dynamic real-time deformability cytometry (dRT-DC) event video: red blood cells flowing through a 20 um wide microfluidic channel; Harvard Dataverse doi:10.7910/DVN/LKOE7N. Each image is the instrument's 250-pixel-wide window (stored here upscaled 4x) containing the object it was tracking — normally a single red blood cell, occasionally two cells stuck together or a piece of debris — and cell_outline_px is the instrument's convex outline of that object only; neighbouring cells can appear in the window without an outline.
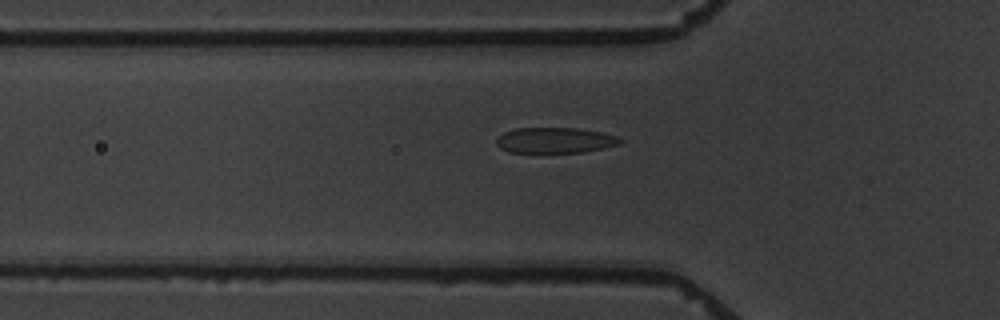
{"species": "common noctule bat (a hibernating species)", "species_latin": "Nyctalus noctula", "temperature_condition": "warm", "stored_images_in_passage": 16, "camera_frame_rate_fps": 3000, "um_per_image_px": 0.085, "animal": {"sex": "male", "body_mass_g": 19.5, "forearm_length_mm": 54.6}, "frame": {"image": 1, "passage_image": 6, "time_ms": 7.333, "image_size_px": [1000, 320], "cell_outline_px": [[624, 140], [620, 144], [604, 148], [584, 152], [508, 152], [500, 148], [496, 144], [496, 140], [504, 132], [516, 128], [580, 128], [600, 132], [616, 136]], "centroid_in_image_um": [47.19, 11.92], "position_along_channel_um": 78.6, "area_um2": 18.44}}
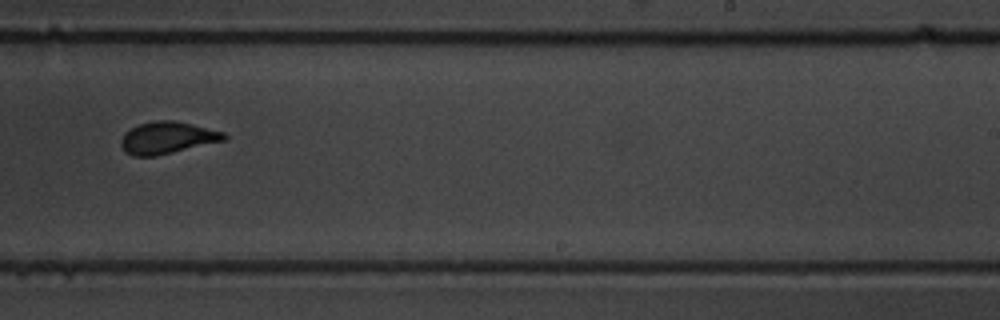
{"frame": {"image": 2, "passage_image": 11, "time_ms": 13.0, "image_size_px": [1000, 320], "cell_outline_px": [[228, 136], [224, 140], [156, 156], [132, 156], [124, 152], [120, 144], [120, 140], [124, 132], [140, 124], [156, 120], [172, 120], [192, 124], [224, 132]], "centroid_in_image_um": [14.18, 11.71], "position_along_channel_um": 274.8, "area_um2": 19.13}}
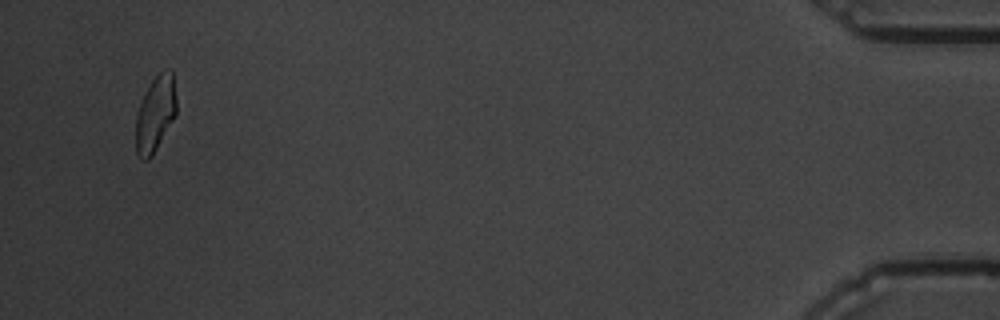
{"frame": {"image": 3, "passage_image": 16, "time_ms": 19.667, "image_size_px": [1000, 320], "cell_outline_px": [[176, 116], [152, 156], [148, 160], [140, 160], [136, 152], [136, 116], [144, 92], [152, 80], [160, 72], [168, 68], [172, 68], [176, 96]], "centroid_in_image_um": [13.21, 9.67], "position_along_channel_um": 422.0, "area_um2": 18.15}, "authors_computed_cell_mechanics": {"area_um2": 18.9584, "velocity_mm_per_s": 3.4678, "shape_relaxation_time_tau1_ms": 4.2702, "shape_relaxation_time_tau2_ms": 0.9156, "deformation_change_tau1": 0.1574, "deformation_change_tau2": 0.0764}}